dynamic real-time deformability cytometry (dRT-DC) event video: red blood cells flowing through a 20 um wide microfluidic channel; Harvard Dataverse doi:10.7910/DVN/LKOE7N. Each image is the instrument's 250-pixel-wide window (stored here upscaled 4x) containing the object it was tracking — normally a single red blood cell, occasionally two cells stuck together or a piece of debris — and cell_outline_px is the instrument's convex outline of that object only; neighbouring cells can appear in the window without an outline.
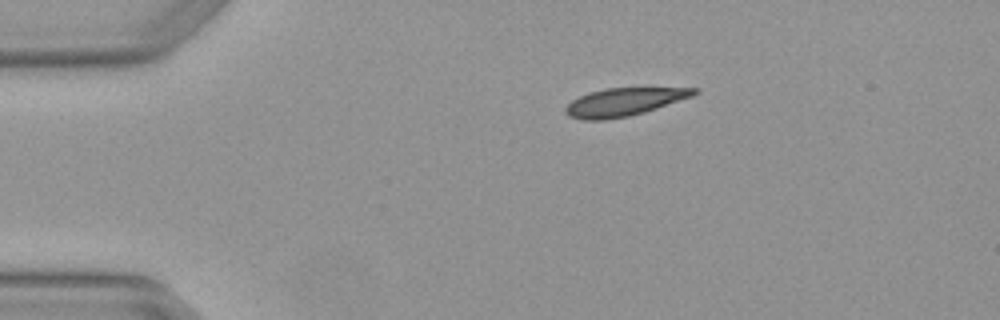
{"species": "Egyptian fruit bat (a non-hibernating species)", "species_latin": "Rousettus aegyptiacus", "temperature_condition": "warm", "stored_images_in_passage": 2, "camera_frame_rate_fps": 3000, "um_per_image_px": 0.085, "animal": {"sex": "female"}, "frame": {"image": 1, "passage_image": 1, "time_ms": 0.0, "image_size_px": [1000, 320], "cell_outline_px": [[700, 92], [692, 96], [644, 112], [628, 116], [604, 120], [580, 120], [568, 116], [564, 112], [564, 108], [572, 100], [588, 92], [604, 88], [700, 88]], "centroid_in_image_um": [53.0, 8.67], "position_along_channel_um": 32.0, "area_um2": 20.92}}